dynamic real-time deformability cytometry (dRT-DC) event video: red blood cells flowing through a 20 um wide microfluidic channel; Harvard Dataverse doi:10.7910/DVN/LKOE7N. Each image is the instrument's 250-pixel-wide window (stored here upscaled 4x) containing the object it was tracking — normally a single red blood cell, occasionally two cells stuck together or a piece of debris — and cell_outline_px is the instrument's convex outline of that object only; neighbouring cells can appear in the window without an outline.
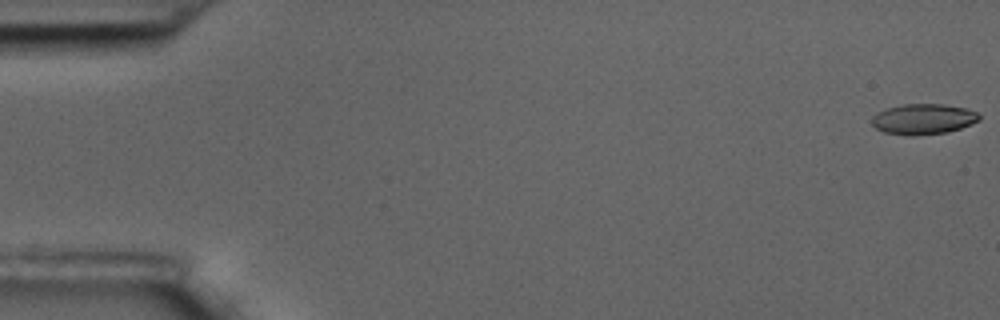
{"species": "common noctule bat (a hibernating species)", "species_latin": "Nyctalus noctula", "temperature_condition": "room temperature", "stored_images_in_passage": 59, "camera_frame_rate_fps": 3000, "um_per_image_px": 0.085, "animal": {"sex": "male", "body_mass_g": 17.5, "forearm_length_mm": 52.3}, "frame": {"image": 1, "passage_image": 1, "time_ms": 0.0, "image_size_px": [1000, 320], "cell_outline_px": [[980, 120], [972, 124], [948, 132], [912, 136], [908, 136], [884, 132], [876, 128], [872, 124], [872, 116], [888, 108], [904, 104], [944, 104], [968, 108], [976, 112], [980, 116]], "centroid_in_image_um": [78.51, 10.13], "position_along_channel_um": 6.5, "area_um2": 19.13}}
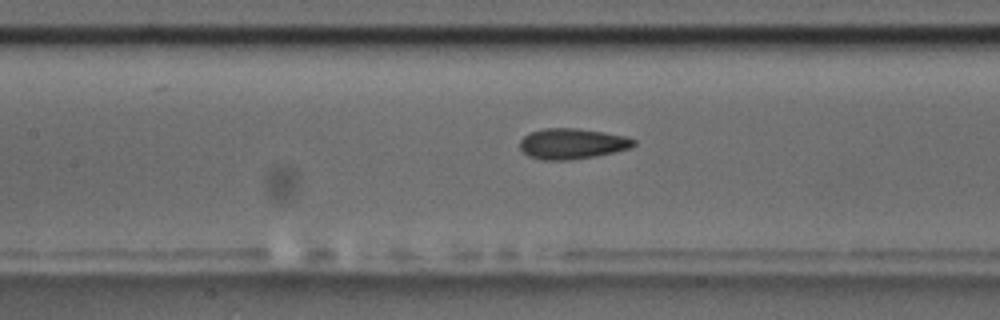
{"frame": {"image": 2, "passage_image": 27, "time_ms": 8.667, "image_size_px": [1000, 320], "cell_outline_px": [[636, 144], [628, 148], [616, 152], [596, 156], [568, 160], [540, 160], [528, 156], [520, 148], [520, 140], [524, 136], [532, 132], [544, 128], [576, 128], [604, 132], [624, 136], [636, 140]], "centroid_in_image_um": [48.62, 12.22], "position_along_channel_um": 158.8, "area_um2": 20.29}}
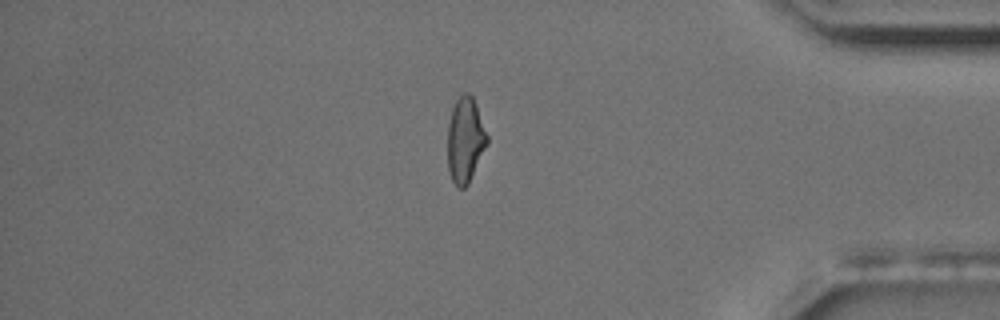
{"frame": {"image": 3, "passage_image": 50, "time_ms": 16.333, "image_size_px": [1000, 320], "cell_outline_px": [[488, 144], [468, 184], [464, 188], [456, 188], [452, 180], [448, 168], [448, 124], [452, 108], [456, 100], [464, 92], [468, 92], [472, 96], [476, 104], [488, 136]], "centroid_in_image_um": [39.55, 11.91], "position_along_channel_um": 395.7, "area_um2": 19.71}, "authors_computed_cell_mechanics": {"area_um2": 19.7098, "velocity_mm_per_s": 3.4768, "shape_relaxation_time_tau1_ms": 6.973, "shape_relaxation_time_tau2_ms": 2.0541, "deformation_change_tau1": 0.1503, "deformation_change_tau2": 0.0892}}